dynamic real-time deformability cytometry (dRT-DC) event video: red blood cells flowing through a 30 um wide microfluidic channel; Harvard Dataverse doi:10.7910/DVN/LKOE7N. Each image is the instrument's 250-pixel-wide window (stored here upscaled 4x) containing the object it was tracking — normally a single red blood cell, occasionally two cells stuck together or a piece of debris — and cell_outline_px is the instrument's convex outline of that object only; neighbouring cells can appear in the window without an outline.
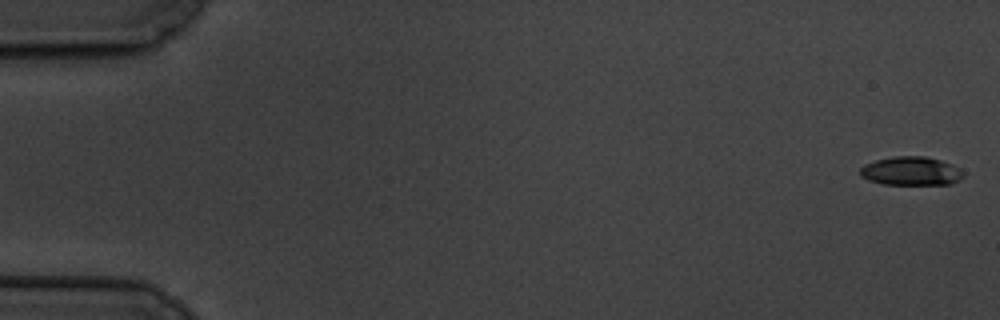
{"species": "common noctule bat (a hibernating species)", "species_latin": "Nyctalus noctula", "temperature_condition": "cold", "stored_images_in_passage": 7, "camera_frame_rate_fps": 3000, "um_per_image_px": 0.085, "animal": {"sex": "male", "body_mass_g": 19.5, "forearm_length_mm": 54.6}, "frame": {"image": 1, "passage_image": 1, "time_ms": 0.0, "image_size_px": [1000, 320], "cell_outline_px": [[964, 176], [960, 180], [952, 184], [884, 184], [868, 180], [860, 176], [860, 168], [864, 164], [876, 160], [892, 156], [924, 156], [940, 160], [952, 164], [960, 168], [964, 172]], "centroid_in_image_um": [77.45, 14.54], "position_along_channel_um": 7.5, "area_um2": 17.4}}
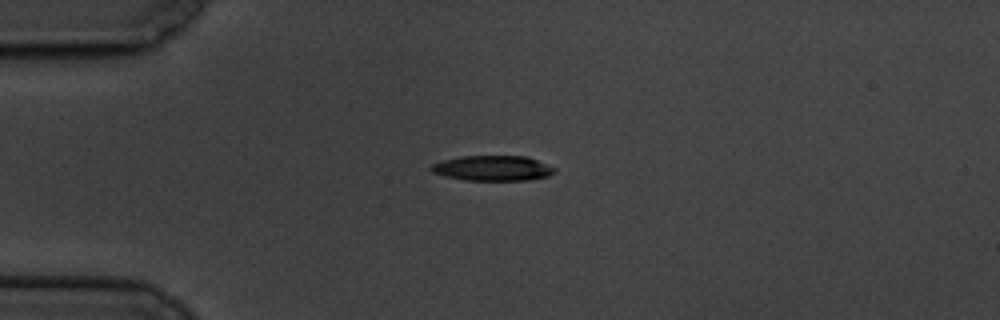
{"frame": {"image": 2, "passage_image": 5, "time_ms": 4.667, "image_size_px": [1000, 320], "cell_outline_px": [[556, 172], [548, 176], [528, 180], [464, 180], [444, 176], [432, 172], [428, 168], [432, 164], [444, 160], [460, 156], [524, 156], [536, 160], [556, 168]], "centroid_in_image_um": [41.86, 14.3], "position_along_channel_um": 43.1, "area_um2": 18.09}}
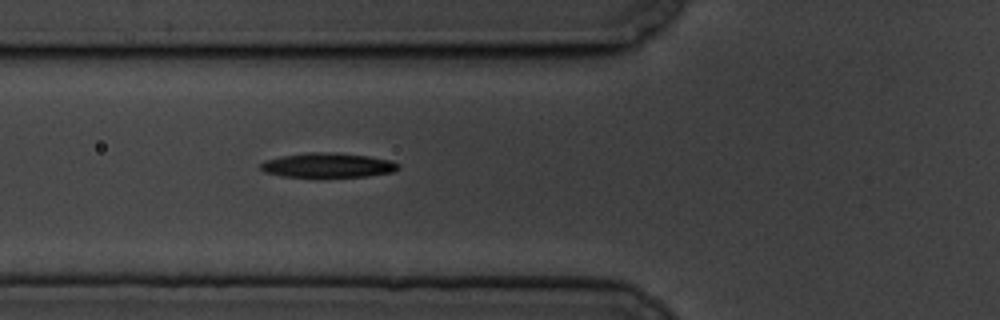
{"frame": {"image": 3, "passage_image": 7, "time_ms": 7.0, "image_size_px": [1000, 320], "cell_outline_px": [[400, 168], [392, 172], [368, 176], [280, 176], [264, 172], [260, 168], [260, 164], [264, 160], [280, 156], [308, 152], [328, 152], [368, 156], [392, 160], [400, 164]], "centroid_in_image_um": [27.86, 14.03], "position_along_channel_um": 97.9, "area_um2": 19.59}}